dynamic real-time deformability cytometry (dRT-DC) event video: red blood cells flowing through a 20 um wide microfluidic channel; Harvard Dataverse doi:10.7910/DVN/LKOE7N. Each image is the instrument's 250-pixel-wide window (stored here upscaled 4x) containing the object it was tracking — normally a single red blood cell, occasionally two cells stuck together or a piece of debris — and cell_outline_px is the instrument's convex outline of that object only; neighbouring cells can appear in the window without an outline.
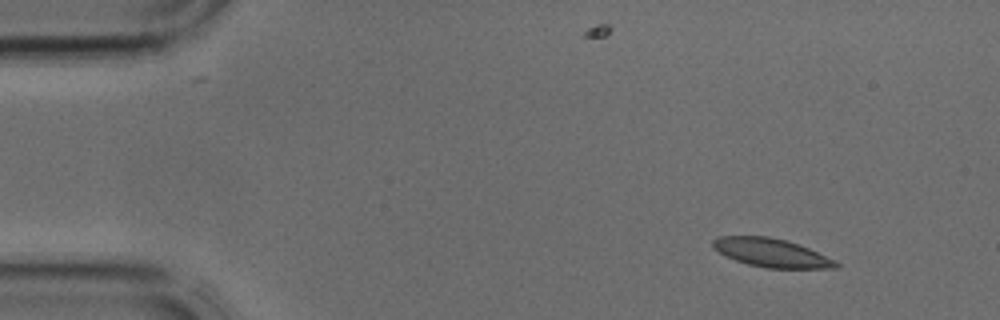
{"species": "common noctule bat (a hibernating species)", "species_latin": "Nyctalus noctula", "temperature_condition": "cold", "stored_images_in_passage": 3, "camera_frame_rate_fps": 3000, "um_per_image_px": 0.085, "animal": {"sex": "male", "body_mass_g": 17.9, "forearm_length_mm": 54.2}, "frame": {"image": 1, "passage_image": 1, "time_ms": 0.0, "image_size_px": [1000, 320], "cell_outline_px": [[840, 268], [768, 268], [748, 264], [736, 260], [712, 248], [712, 240], [720, 236], [768, 236], [788, 240], [808, 248], [840, 264]], "centroid_in_image_um": [65.54, 21.47], "position_along_channel_um": 19.5, "area_um2": 20.17}}
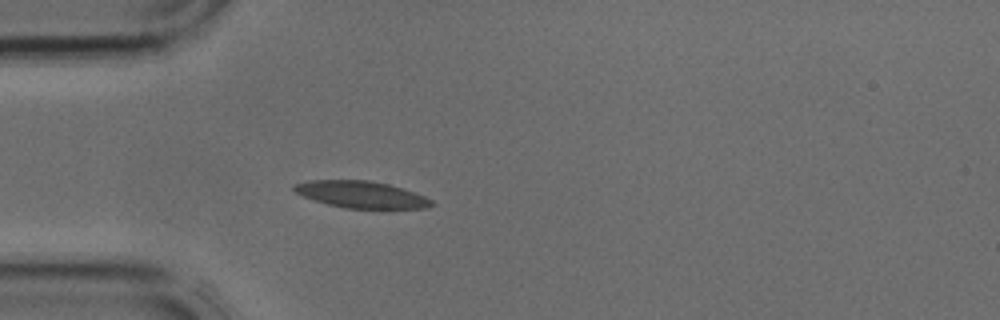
{"frame": {"image": 2, "passage_image": 3, "time_ms": 0.667, "image_size_px": [1000, 320], "cell_outline_px": [[436, 204], [424, 208], [344, 208], [328, 204], [304, 196], [296, 192], [292, 188], [292, 184], [308, 180], [368, 180], [388, 184], [424, 196], [432, 200]], "centroid_in_image_um": [30.67, 16.53], "position_along_channel_um": 54.3, "area_um2": 21.21}}